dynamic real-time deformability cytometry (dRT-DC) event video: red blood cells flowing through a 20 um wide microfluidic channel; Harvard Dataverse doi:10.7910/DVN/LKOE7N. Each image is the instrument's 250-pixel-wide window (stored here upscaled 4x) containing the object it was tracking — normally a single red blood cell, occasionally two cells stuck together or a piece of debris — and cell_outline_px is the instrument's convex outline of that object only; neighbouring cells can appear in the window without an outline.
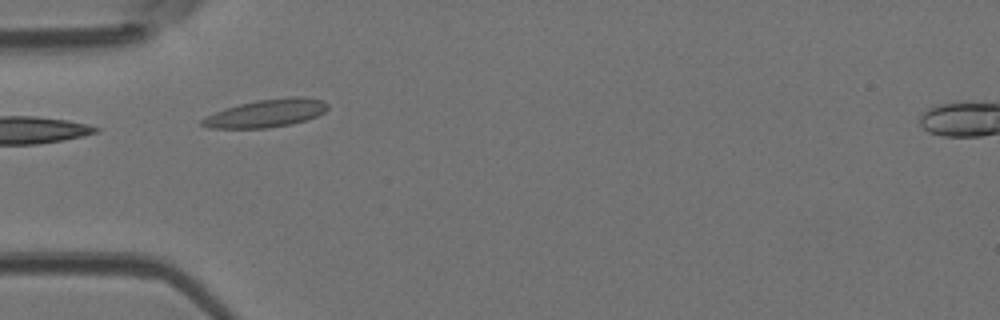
{"species": "Egyptian fruit bat (a non-hibernating species)", "species_latin": "Rousettus aegyptiacus", "temperature_condition": "room temperature", "stored_images_in_passage": 6, "camera_frame_rate_fps": 3000, "um_per_image_px": 0.085, "animal": {"sex": "female"}, "frame": {"image": 1, "passage_image": 3, "time_ms": 0.667, "image_size_px": [1000, 320], "cell_outline_px": [[328, 108], [324, 112], [316, 116], [292, 124], [268, 128], [208, 128], [200, 124], [200, 120], [224, 108], [256, 100], [292, 96], [304, 96], [324, 100], [328, 104]], "centroid_in_image_um": [22.65, 9.61], "position_along_channel_um": 62.3, "area_um2": 20.46}}
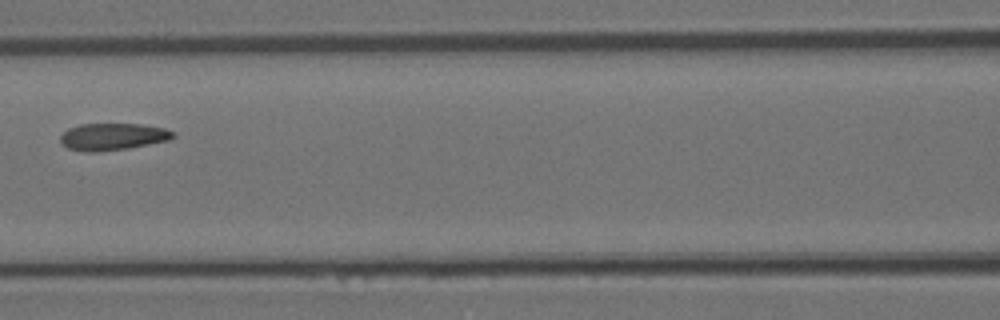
{"frame": {"image": 2, "passage_image": 5, "time_ms": 1.333, "image_size_px": [1000, 320], "cell_outline_px": [[176, 136], [168, 140], [128, 148], [92, 152], [88, 152], [68, 148], [60, 144], [60, 136], [68, 128], [80, 124], [140, 124], [164, 128], [176, 132]], "centroid_in_image_um": [9.57, 11.61], "position_along_channel_um": 157.0, "area_um2": 17.69}}
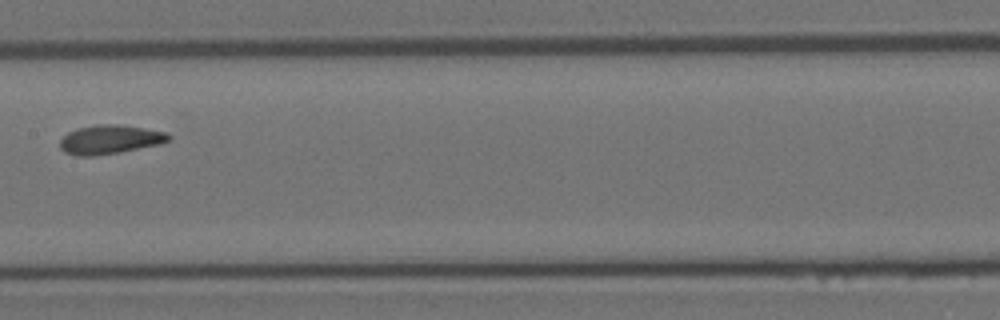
{"frame": {"image": 3, "passage_image": 6, "time_ms": 1.667, "image_size_px": [1000, 320], "cell_outline_px": [[172, 140], [160, 144], [120, 152], [92, 156], [76, 156], [64, 152], [60, 148], [60, 140], [68, 132], [76, 128], [96, 124], [120, 124], [168, 132], [172, 136]], "centroid_in_image_um": [9.36, 11.85], "position_along_channel_um": 198.0, "area_um2": 18.61}}